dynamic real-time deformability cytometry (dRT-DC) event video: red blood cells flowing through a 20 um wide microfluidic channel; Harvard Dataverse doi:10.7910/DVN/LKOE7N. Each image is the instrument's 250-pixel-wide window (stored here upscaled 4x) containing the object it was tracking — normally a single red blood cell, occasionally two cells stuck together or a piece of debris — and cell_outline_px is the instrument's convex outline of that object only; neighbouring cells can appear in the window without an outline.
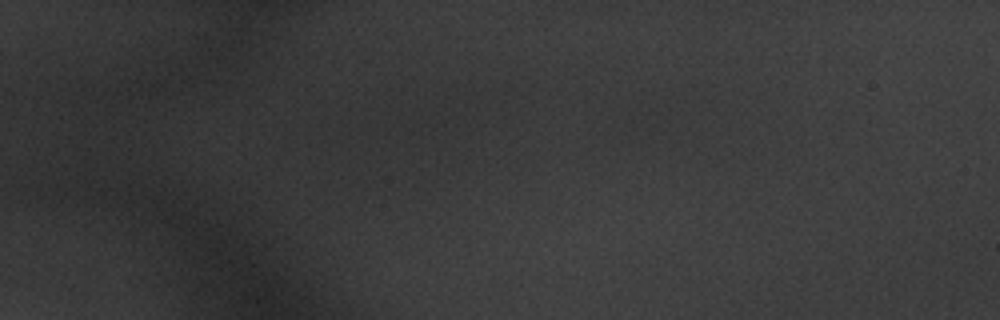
{"species": "common noctule bat (a hibernating species)", "species_latin": "Nyctalus noctula", "temperature_condition": "warm", "stored_images_in_passage": 1, "camera_frame_rate_fps": 3000, "um_per_image_px": 0.085, "animal": {"sex": "male", "body_mass_g": 20.1, "forearm_length_mm": 53.5}, "frame": {"image": 1, "passage_image": 1, "time_ms": 0.0, "image_size_px": [1000, 320], "cell_outline_px": [[516, 88], [508, 96], [468, 124], [412, 132], [416, 120], [420, 116], [444, 96], [496, 76], [516, 84]], "centroid_in_image_um": [39.52, 8.9], "position_along_channel_um": 45.5, "area_um2": 19.59}}